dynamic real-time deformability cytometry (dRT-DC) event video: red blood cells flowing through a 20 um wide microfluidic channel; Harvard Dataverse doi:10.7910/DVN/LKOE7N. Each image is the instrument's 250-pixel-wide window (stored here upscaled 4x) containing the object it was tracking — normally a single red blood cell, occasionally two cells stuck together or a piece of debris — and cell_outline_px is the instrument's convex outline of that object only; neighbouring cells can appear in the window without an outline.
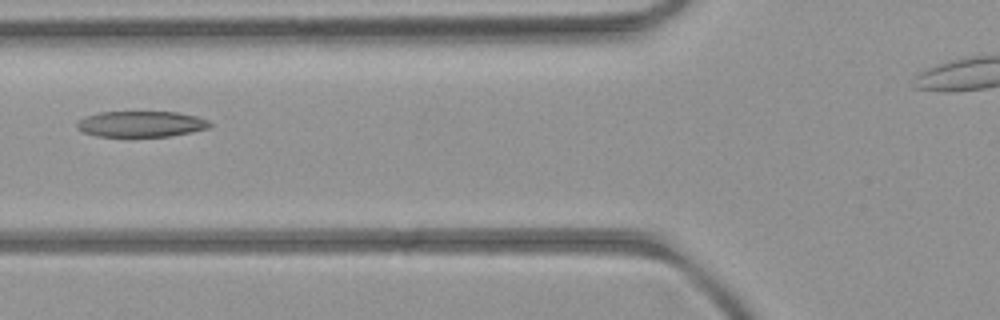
{"species": "common noctule bat (a hibernating species)", "species_latin": "Nyctalus noctula", "temperature_condition": "room temperature", "stored_images_in_passage": 5, "camera_frame_rate_fps": 3000, "um_per_image_px": 0.085, "animal": {"sex": "female", "body_mass_g": 21.9}, "frame": {"image": 1, "passage_image": 5, "time_ms": 4.333, "image_size_px": [1000, 320], "cell_outline_px": [[212, 124], [208, 128], [192, 132], [168, 136], [96, 136], [84, 132], [76, 128], [76, 124], [84, 116], [100, 112], [176, 112], [196, 116], [208, 120]], "centroid_in_image_um": [11.98, 10.54], "position_along_channel_um": 113.8, "area_um2": 19.94}}